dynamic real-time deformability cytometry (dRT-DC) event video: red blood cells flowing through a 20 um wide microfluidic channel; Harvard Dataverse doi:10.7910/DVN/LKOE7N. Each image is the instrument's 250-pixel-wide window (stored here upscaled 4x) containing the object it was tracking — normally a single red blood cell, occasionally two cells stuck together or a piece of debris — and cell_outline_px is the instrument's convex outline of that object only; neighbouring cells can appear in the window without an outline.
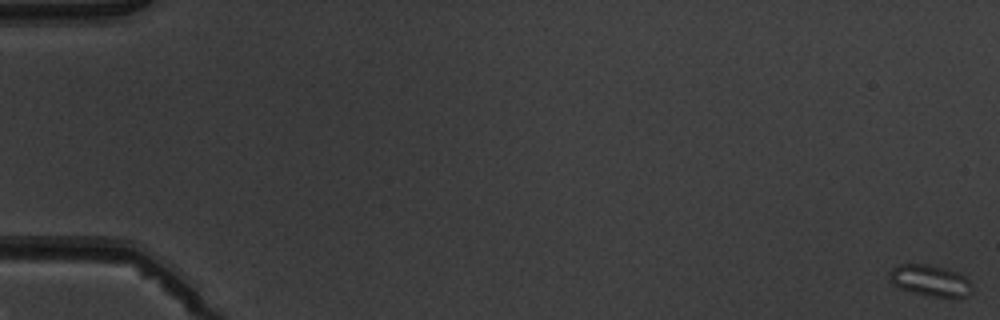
{"species": "common noctule bat (a hibernating species)", "species_latin": "Nyctalus noctula", "temperature_condition": "warm", "stored_images_in_passage": 6, "camera_frame_rate_fps": 3000, "um_per_image_px": 0.085, "animal": {"sex": "male", "body_mass_g": 19.5, "forearm_length_mm": 54.6}, "frame": {"image": 1, "passage_image": 1, "time_ms": 0.0, "image_size_px": [1000, 320], "cell_outline_px": [[972, 288], [968, 296], [932, 296], [912, 292], [900, 288], [892, 284], [888, 272], [892, 268], [900, 264], [928, 264], [956, 272], [964, 276], [972, 284]], "centroid_in_image_um": [79.03, 23.83], "position_along_channel_um": 6.0, "area_um2": 14.8}}
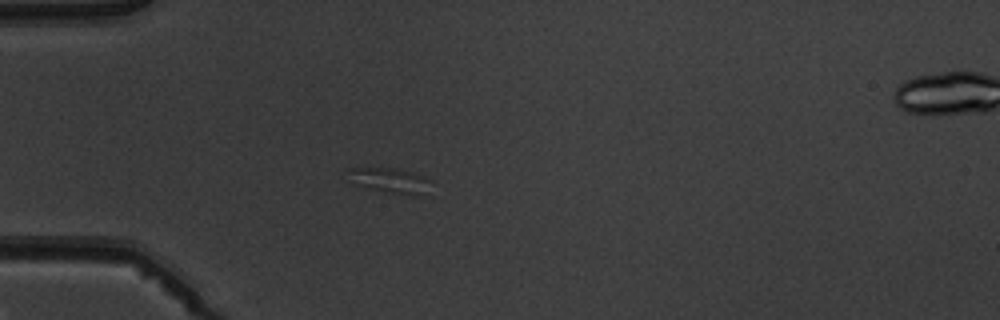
{"frame": {"image": 2, "passage_image": 5, "time_ms": 5.333, "image_size_px": [1000, 320], "cell_outline_px": [[428, 180], [420, 196], [412, 196], [388, 192], [356, 184], [344, 180], [344, 168], [396, 168], [412, 172], [424, 176]], "centroid_in_image_um": [32.95, 15.3], "position_along_channel_um": 52.1, "area_um2": 12.08}}